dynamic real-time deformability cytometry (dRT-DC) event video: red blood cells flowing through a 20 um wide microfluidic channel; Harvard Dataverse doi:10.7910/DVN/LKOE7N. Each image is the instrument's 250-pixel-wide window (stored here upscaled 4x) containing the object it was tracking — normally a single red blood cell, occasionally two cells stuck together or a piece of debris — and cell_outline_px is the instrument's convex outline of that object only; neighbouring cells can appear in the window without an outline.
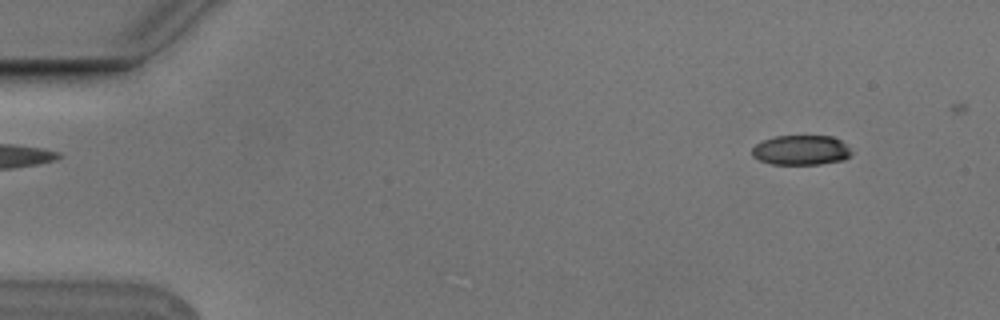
{"species": "Egyptian fruit bat (a non-hibernating species)", "species_latin": "Rousettus aegyptiacus", "temperature_condition": "cold", "stored_images_in_passage": 5, "segment_of_instrument_passage": [2, 2], "camera_frame_rate_fps": 3000, "um_per_image_px": 0.085, "animal": {"sex": "male"}, "frame": {"image": 1, "passage_image": 5, "time_ms": 1.333, "image_size_px": [1000, 320], "cell_outline_px": [[852, 156], [844, 160], [820, 164], [772, 164], [760, 160], [752, 156], [752, 148], [756, 144], [764, 140], [776, 136], [832, 136], [840, 140], [852, 152]], "centroid_in_image_um": [68.1, 12.77], "position_along_channel_um": 16.9, "area_um2": 17.22}}